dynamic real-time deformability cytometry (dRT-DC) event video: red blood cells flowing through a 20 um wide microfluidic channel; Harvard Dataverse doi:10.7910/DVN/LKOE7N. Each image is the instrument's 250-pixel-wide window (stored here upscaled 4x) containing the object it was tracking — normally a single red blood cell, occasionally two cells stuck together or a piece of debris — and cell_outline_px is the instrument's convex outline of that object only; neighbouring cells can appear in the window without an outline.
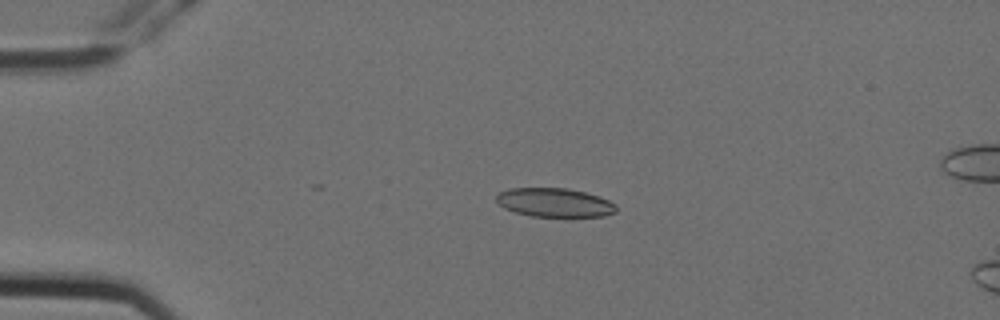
{"species": "Egyptian fruit bat (a non-hibernating species)", "species_latin": "Rousettus aegyptiacus", "temperature_condition": "cold", "stored_images_in_passage": 6, "camera_frame_rate_fps": 3000, "um_per_image_px": 0.085, "animal": {"sex": "female"}, "frame": {"image": 1, "passage_image": 4, "time_ms": 1.0, "image_size_px": [1000, 320], "cell_outline_px": [[616, 212], [604, 216], [532, 216], [516, 212], [504, 208], [496, 200], [496, 196], [500, 192], [508, 188], [568, 188], [600, 196], [616, 204]], "centroid_in_image_um": [47.15, 17.21], "position_along_channel_um": 37.9, "area_um2": 20.06}}